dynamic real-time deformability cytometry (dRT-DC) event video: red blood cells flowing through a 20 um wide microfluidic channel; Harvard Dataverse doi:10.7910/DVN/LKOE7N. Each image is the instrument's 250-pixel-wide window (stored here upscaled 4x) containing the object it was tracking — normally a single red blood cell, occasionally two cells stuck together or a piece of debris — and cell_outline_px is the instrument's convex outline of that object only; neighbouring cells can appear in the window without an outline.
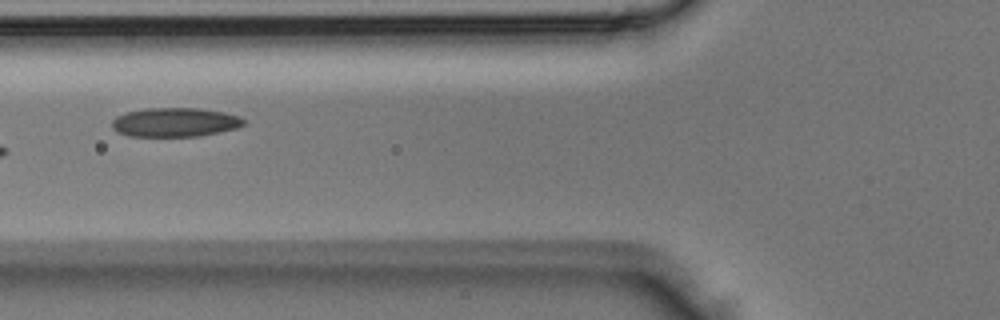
{"species": "Egyptian fruit bat (a non-hibernating species)", "species_latin": "Rousettus aegyptiacus", "temperature_condition": "room temperature", "stored_images_in_passage": 2, "camera_frame_rate_fps": 3000, "um_per_image_px": 0.085, "animal": {"sex": "male"}, "frame": {"image": 1, "passage_image": 2, "time_ms": 0.333, "image_size_px": [1000, 320], "cell_outline_px": [[244, 124], [236, 128], [200, 136], [128, 136], [116, 132], [112, 128], [112, 120], [116, 116], [124, 112], [144, 108], [200, 108], [224, 112], [240, 116], [244, 120]], "centroid_in_image_um": [14.83, 10.38], "position_along_channel_um": 111.0, "area_um2": 22.48}}